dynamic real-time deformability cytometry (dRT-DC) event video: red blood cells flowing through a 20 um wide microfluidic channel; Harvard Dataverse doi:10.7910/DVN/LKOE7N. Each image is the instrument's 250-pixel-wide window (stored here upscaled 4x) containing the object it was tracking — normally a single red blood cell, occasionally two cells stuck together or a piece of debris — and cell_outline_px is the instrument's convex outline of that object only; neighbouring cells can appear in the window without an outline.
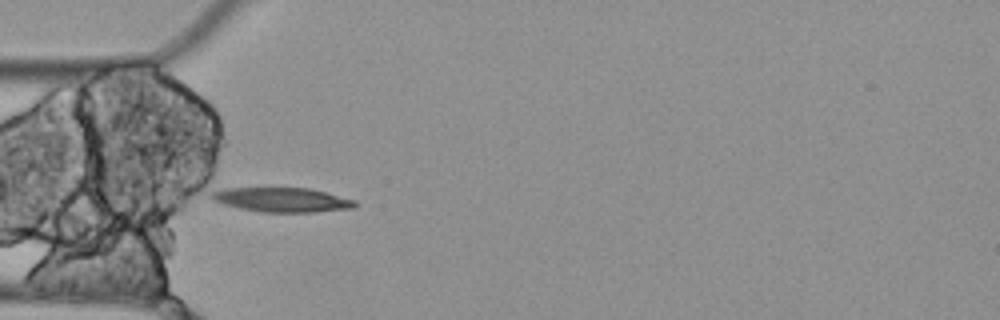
{"species": "Egyptian fruit bat (a non-hibernating species)", "species_latin": "Rousettus aegyptiacus", "temperature_condition": "cold", "stored_images_in_passage": 5, "camera_frame_rate_fps": 3000, "um_per_image_px": 0.085, "animal": {"sex": "female"}, "frame": {"image": 1, "passage_image": 5, "time_ms": 1.333, "image_size_px": [1000, 320], "cell_outline_px": [[356, 208], [316, 212], [264, 212], [240, 208], [224, 204], [212, 200], [208, 196], [212, 192], [224, 188], [308, 188], [356, 200]], "centroid_in_image_um": [23.97, 16.98], "position_along_channel_um": 61.0, "area_um2": 20.35}}